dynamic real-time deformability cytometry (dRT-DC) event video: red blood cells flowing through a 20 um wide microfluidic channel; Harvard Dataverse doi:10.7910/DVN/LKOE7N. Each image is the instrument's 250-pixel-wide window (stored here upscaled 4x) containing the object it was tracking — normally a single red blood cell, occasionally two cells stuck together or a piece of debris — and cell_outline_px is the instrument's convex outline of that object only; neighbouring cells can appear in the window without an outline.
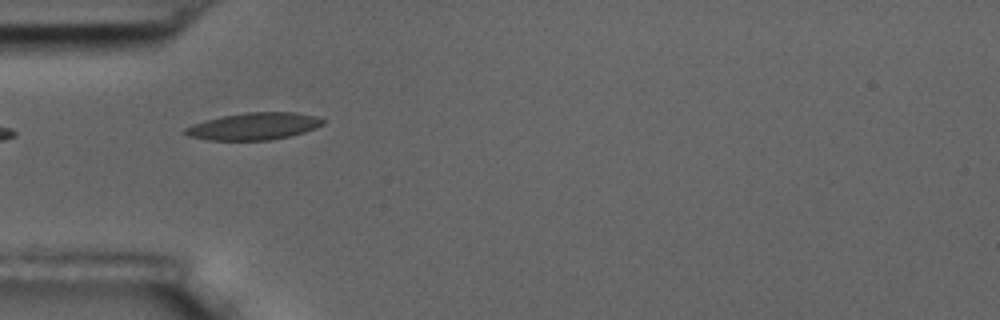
{"species": "common noctule bat (a hibernating species)", "species_latin": "Nyctalus noctula", "temperature_condition": "room temperature", "stored_images_in_passage": 6, "camera_frame_rate_fps": 3000, "um_per_image_px": 0.085, "animal": {"sex": "male", "body_mass_g": 17.5, "forearm_length_mm": 52.3}, "frame": {"image": 1, "passage_image": 5, "time_ms": 4.667, "image_size_px": [1000, 320], "cell_outline_px": [[324, 124], [316, 128], [304, 132], [272, 140], [208, 140], [188, 136], [180, 132], [184, 128], [192, 124], [204, 120], [244, 112], [296, 112], [316, 116], [324, 120]], "centroid_in_image_um": [21.54, 10.73], "position_along_channel_um": 63.5, "area_um2": 21.91}}